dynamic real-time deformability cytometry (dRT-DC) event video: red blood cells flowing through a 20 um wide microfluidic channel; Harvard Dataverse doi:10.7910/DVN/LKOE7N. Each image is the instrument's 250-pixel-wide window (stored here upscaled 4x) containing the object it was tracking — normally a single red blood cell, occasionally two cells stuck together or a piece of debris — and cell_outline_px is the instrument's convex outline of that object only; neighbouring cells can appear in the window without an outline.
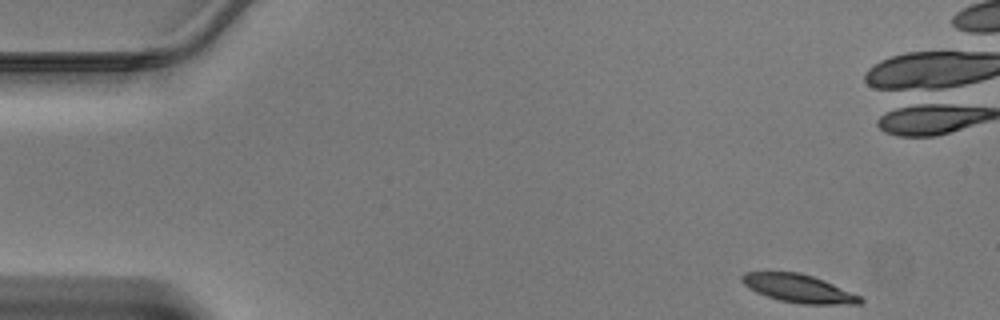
{"species": "Egyptian fruit bat (a non-hibernating species)", "species_latin": "Rousettus aegyptiacus", "temperature_condition": "warm", "stored_images_in_passage": 44, "camera_frame_rate_fps": 3000, "um_per_image_px": 0.085, "animal": {"sex": "male"}, "frame": {"image": 1, "passage_image": 1, "time_ms": 0.0, "image_size_px": [1000, 320], "cell_outline_px": [[864, 300], [860, 304], [800, 304], [780, 300], [756, 292], [744, 284], [740, 280], [740, 276], [744, 272], [800, 272], [824, 280], [860, 296]], "centroid_in_image_um": [67.87, 24.51], "position_along_channel_um": 17.1, "area_um2": 19.25}}
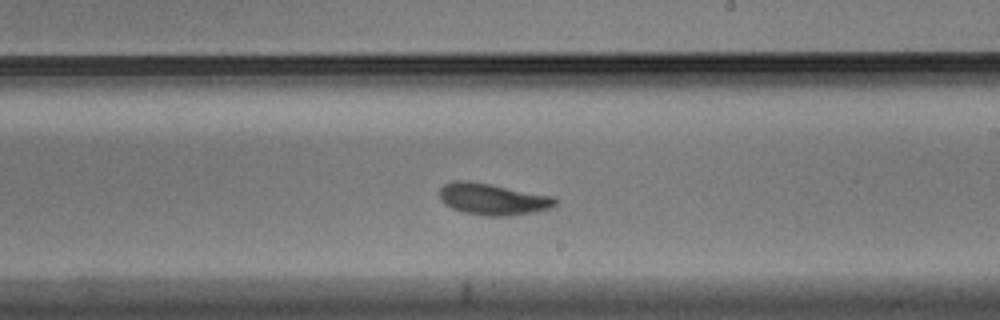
{"frame": {"image": 2, "passage_image": 24, "time_ms": 7.667, "image_size_px": [1000, 320], "cell_outline_px": [[556, 204], [548, 208], [532, 212], [508, 216], [488, 216], [464, 212], [452, 208], [444, 204], [440, 200], [440, 188], [444, 184], [456, 180], [472, 180], [556, 196]], "centroid_in_image_um": [41.87, 16.9], "position_along_channel_um": 247.1, "area_um2": 21.5}}
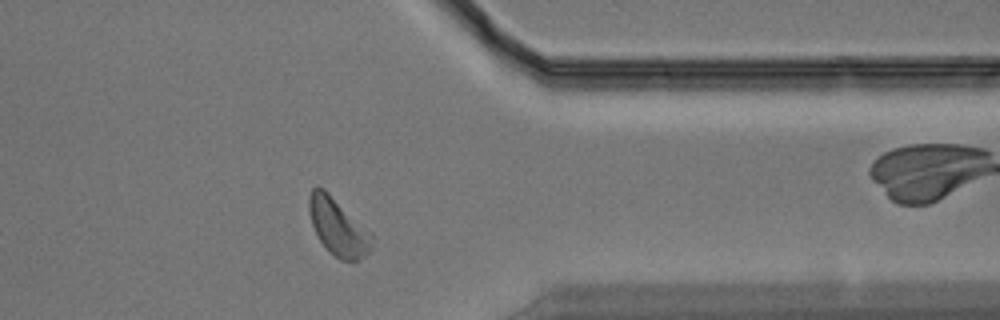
{"frame": {"image": 3, "passage_image": 34, "time_ms": 11.0, "image_size_px": [1000, 320], "cell_outline_px": [[372, 248], [364, 256], [356, 260], [340, 260], [320, 240], [312, 224], [308, 208], [308, 196], [312, 188], [316, 184], [324, 188], [372, 232]], "centroid_in_image_um": [28.73, 19.23], "position_along_channel_um": 382.7, "area_um2": 20.81}}